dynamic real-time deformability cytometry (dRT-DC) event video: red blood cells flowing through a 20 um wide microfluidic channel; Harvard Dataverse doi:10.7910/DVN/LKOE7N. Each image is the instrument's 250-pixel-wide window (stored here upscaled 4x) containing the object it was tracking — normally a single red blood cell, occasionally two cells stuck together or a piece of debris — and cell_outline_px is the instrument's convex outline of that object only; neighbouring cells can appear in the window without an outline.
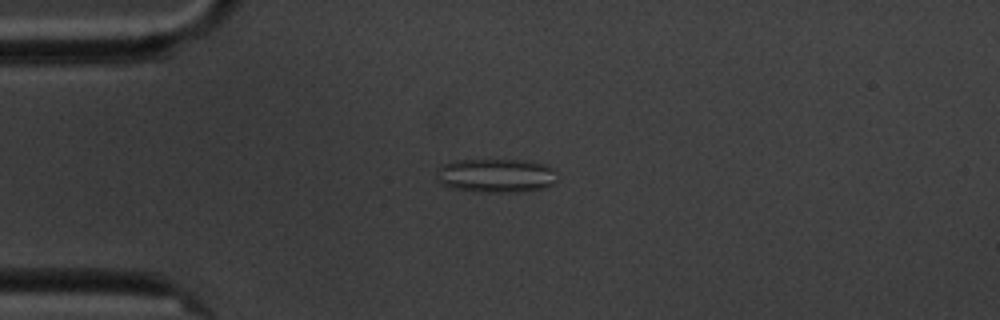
{"species": "common noctule bat (a hibernating species)", "species_latin": "Nyctalus noctula", "temperature_condition": "cold", "stored_images_in_passage": 9, "camera_frame_rate_fps": 3000, "um_per_image_px": 0.085, "animal": {"sex": "male", "body_mass_g": 20.1, "forearm_length_mm": 53.5}, "frame": {"image": 1, "passage_image": 3, "time_ms": 3.0, "image_size_px": [1000, 320], "cell_outline_px": [[556, 184], [544, 188], [524, 192], [476, 192], [452, 188], [440, 184], [436, 180], [436, 168], [440, 164], [456, 160], [532, 160], [548, 164], [556, 172]], "centroid_in_image_um": [42.16, 14.92], "position_along_channel_um": 42.8, "area_um2": 24.68}}
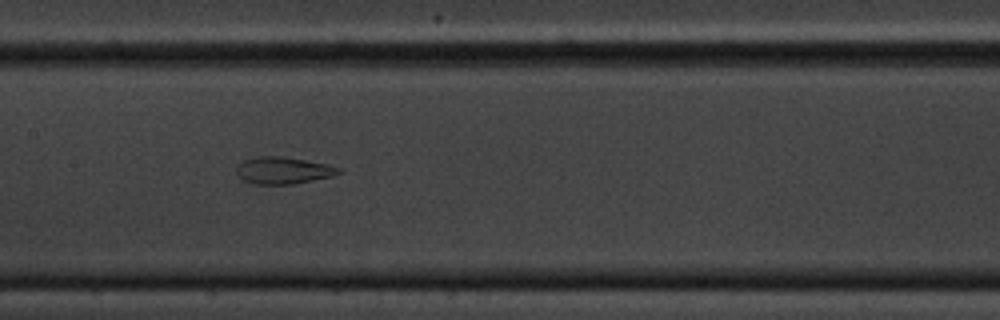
{"frame": {"image": 2, "passage_image": 7, "time_ms": 7.667, "image_size_px": [1000, 320], "cell_outline_px": [[340, 172], [332, 176], [292, 184], [252, 184], [240, 180], [236, 172], [236, 168], [244, 160], [256, 156], [280, 156], [328, 164], [340, 168]], "centroid_in_image_um": [24.01, 14.49], "position_along_channel_um": 183.4, "area_um2": 16.01}}
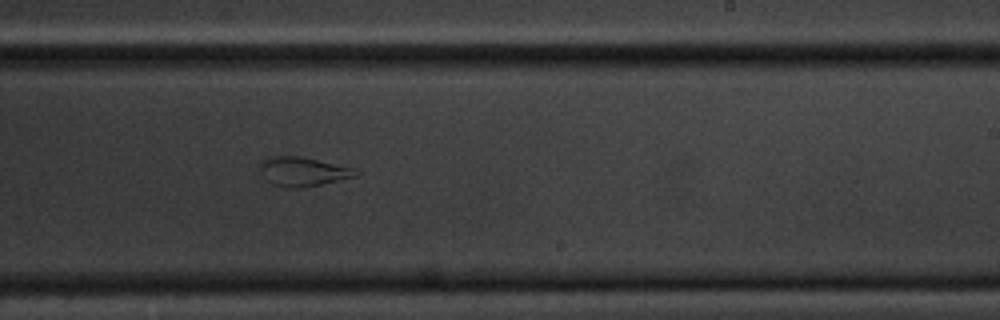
{"frame": {"image": 3, "passage_image": 9, "time_ms": 10.0, "image_size_px": [1000, 320], "cell_outline_px": [[360, 172], [356, 176], [320, 184], [300, 188], [292, 188], [272, 184], [264, 180], [260, 172], [260, 160], [268, 156], [300, 156], [352, 168]], "centroid_in_image_um": [25.66, 14.58], "position_along_channel_um": 263.3, "area_um2": 16.18}}